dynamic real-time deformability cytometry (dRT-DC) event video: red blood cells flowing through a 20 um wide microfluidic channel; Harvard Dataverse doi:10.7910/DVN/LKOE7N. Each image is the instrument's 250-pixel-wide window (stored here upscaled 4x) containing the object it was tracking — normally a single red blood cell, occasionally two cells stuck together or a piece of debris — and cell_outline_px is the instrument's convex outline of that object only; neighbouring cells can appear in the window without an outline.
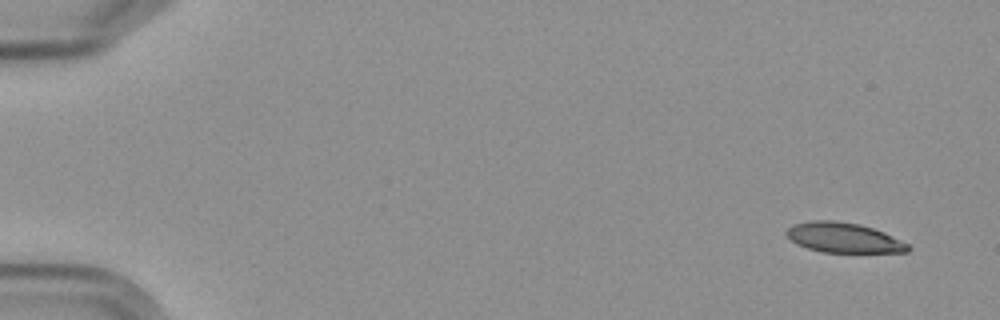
{"species": "Egyptian fruit bat (a non-hibernating species)", "species_latin": "Rousettus aegyptiacus", "temperature_condition": "cold", "stored_images_in_passage": 8, "camera_frame_rate_fps": 3000, "um_per_image_px": 0.085, "frame": {"image": 1, "passage_image": 1, "time_ms": 0.0, "image_size_px": [1000, 320], "cell_outline_px": [[912, 248], [908, 252], [824, 252], [808, 248], [796, 244], [784, 232], [792, 224], [812, 220], [836, 220], [860, 224], [884, 232], [908, 244]], "centroid_in_image_um": [71.7, 20.19], "position_along_channel_um": 13.3, "area_um2": 21.21}}
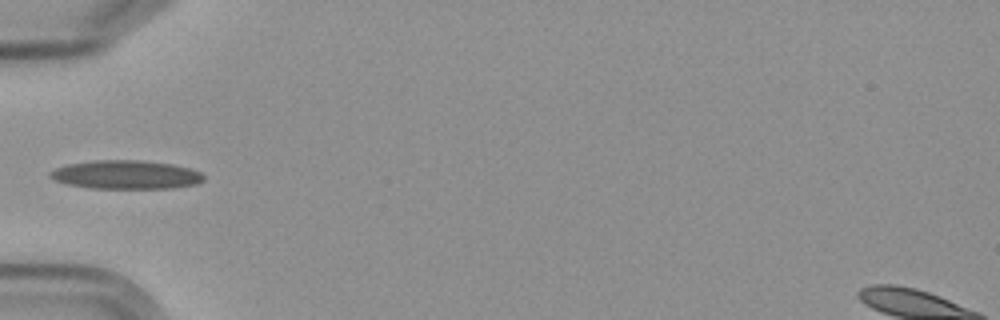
{"frame": {"image": 2, "passage_image": 5, "time_ms": 5.667, "image_size_px": [1000, 320], "cell_outline_px": [[204, 180], [196, 184], [172, 188], [92, 188], [68, 184], [56, 180], [48, 176], [48, 172], [56, 168], [68, 164], [96, 160], [140, 160], [172, 164], [188, 168], [200, 172], [204, 176]], "centroid_in_image_um": [10.7, 14.85], "position_along_channel_um": 74.3, "area_um2": 25.49}}
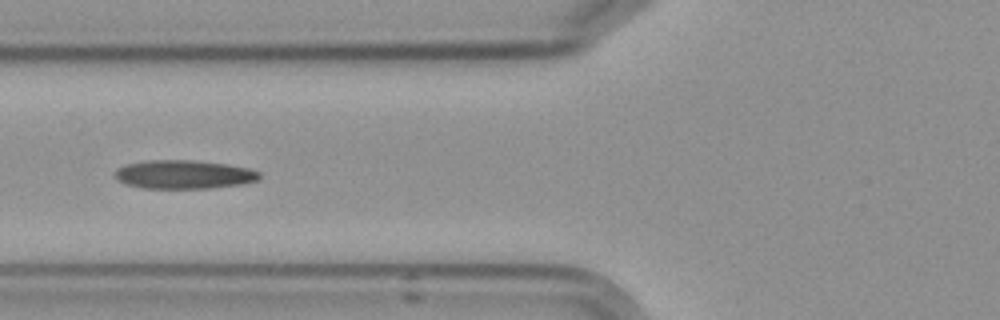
{"frame": {"image": 3, "passage_image": 6, "time_ms": 6.667, "image_size_px": [1000, 320], "cell_outline_px": [[260, 180], [240, 184], [208, 188], [144, 188], [124, 184], [116, 176], [116, 168], [124, 164], [144, 160], [196, 160], [228, 164], [248, 168], [260, 172]], "centroid_in_image_um": [15.63, 14.81], "position_along_channel_um": 110.2, "area_um2": 24.22}}